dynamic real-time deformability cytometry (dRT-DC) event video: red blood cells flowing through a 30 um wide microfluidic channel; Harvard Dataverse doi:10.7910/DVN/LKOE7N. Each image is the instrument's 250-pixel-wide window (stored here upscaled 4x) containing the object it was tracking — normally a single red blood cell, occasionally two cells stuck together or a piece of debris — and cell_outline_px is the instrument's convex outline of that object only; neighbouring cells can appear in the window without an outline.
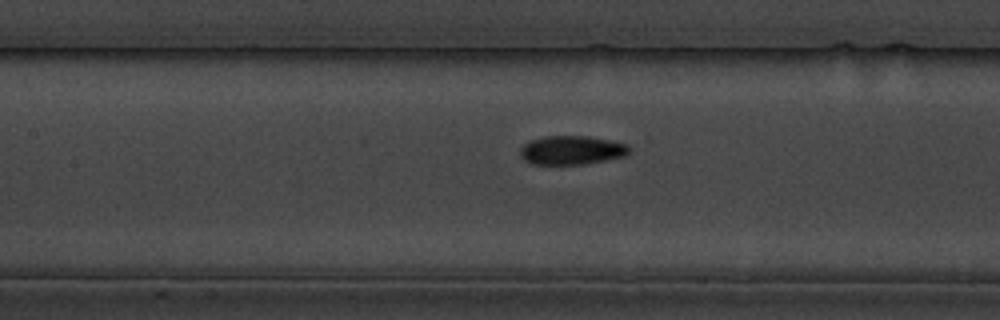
{"species": "common noctule bat (a hibernating species)", "species_latin": "Nyctalus noctula", "temperature_condition": "cold", "stored_images_in_passage": 9, "camera_frame_rate_fps": 3000, "um_per_image_px": 0.085, "animal": {"sex": "male", "body_mass_g": 19.5, "forearm_length_mm": 54.6}, "frame": {"image": 1, "passage_image": 9, "time_ms": 10.333, "image_size_px": [1000, 320], "cell_outline_px": [[632, 148], [624, 156], [584, 164], [532, 164], [524, 160], [520, 156], [520, 148], [524, 144], [532, 140], [544, 136], [588, 136], [628, 144]], "centroid_in_image_um": [48.58, 12.76], "position_along_channel_um": 158.8, "area_um2": 18.26}}